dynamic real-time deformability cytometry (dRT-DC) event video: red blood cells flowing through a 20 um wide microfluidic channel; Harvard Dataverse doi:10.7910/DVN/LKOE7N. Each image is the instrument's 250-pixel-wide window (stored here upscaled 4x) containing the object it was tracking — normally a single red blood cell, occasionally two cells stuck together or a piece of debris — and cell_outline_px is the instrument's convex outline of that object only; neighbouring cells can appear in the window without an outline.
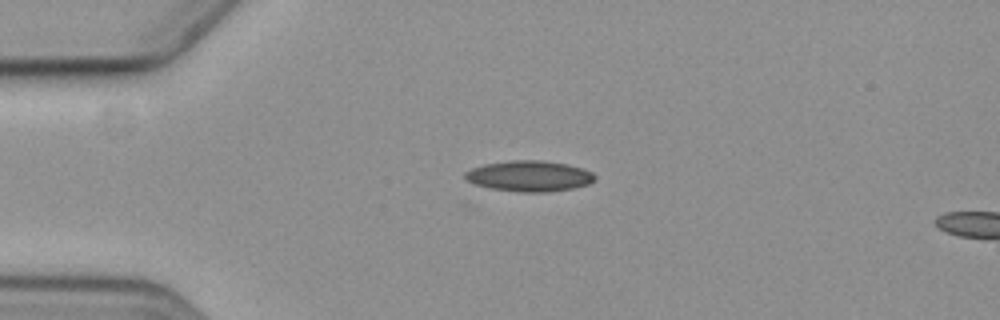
{"species": "common noctule bat (a hibernating species)", "species_latin": "Nyctalus noctula", "temperature_condition": "cold", "stored_images_in_passage": 3, "segment_of_instrument_passage": [1, 2], "camera_frame_rate_fps": 3000, "um_per_image_px": 0.085, "animal": {"sex": "female", "body_mass_g": 19.3, "forearm_length_mm": 54.1}, "frame": {"image": 1, "passage_image": 1, "time_ms": 0.0, "image_size_px": [1000, 320], "cell_outline_px": [[596, 180], [588, 184], [572, 188], [544, 192], [524, 192], [492, 188], [476, 184], [464, 180], [464, 172], [472, 168], [484, 164], [508, 160], [544, 160], [568, 164], [584, 168], [592, 172], [596, 176]], "centroid_in_image_um": [45.0, 14.94], "position_along_channel_um": 40.0, "area_um2": 23.35}}